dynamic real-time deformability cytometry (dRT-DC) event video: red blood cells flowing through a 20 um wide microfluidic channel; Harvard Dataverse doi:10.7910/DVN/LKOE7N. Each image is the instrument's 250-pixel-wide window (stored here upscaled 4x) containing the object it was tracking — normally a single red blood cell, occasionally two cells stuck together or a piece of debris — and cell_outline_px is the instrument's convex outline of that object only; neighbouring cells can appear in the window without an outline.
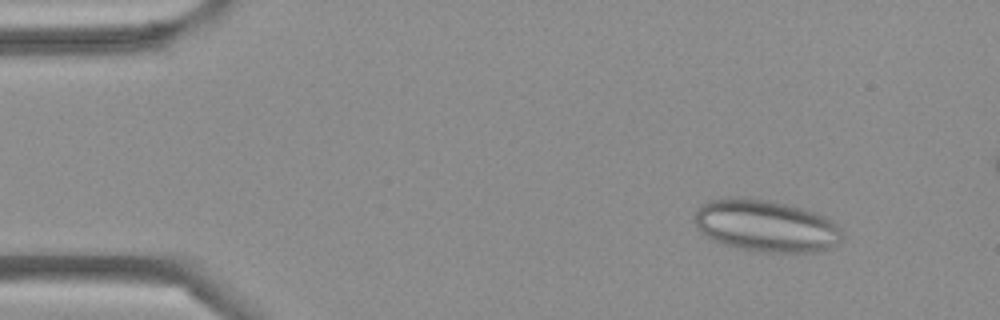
{"species": "Egyptian fruit bat (a non-hibernating species)", "species_latin": "Rousettus aegyptiacus", "temperature_condition": "cold", "stored_images_in_passage": 4, "camera_frame_rate_fps": 3000, "um_per_image_px": 0.085, "frame": {"image": 1, "passage_image": 2, "time_ms": 0.333, "image_size_px": [1000, 320], "cell_outline_px": [[844, 236], [840, 244], [820, 252], [764, 252], [736, 248], [712, 240], [704, 236], [696, 228], [692, 220], [692, 216], [696, 208], [700, 204], [712, 200], [736, 196], [740, 196], [768, 200], [804, 208], [824, 216], [832, 220], [844, 232]], "centroid_in_image_um": [65.08, 19.2], "position_along_channel_um": 19.9, "area_um2": 45.72}}